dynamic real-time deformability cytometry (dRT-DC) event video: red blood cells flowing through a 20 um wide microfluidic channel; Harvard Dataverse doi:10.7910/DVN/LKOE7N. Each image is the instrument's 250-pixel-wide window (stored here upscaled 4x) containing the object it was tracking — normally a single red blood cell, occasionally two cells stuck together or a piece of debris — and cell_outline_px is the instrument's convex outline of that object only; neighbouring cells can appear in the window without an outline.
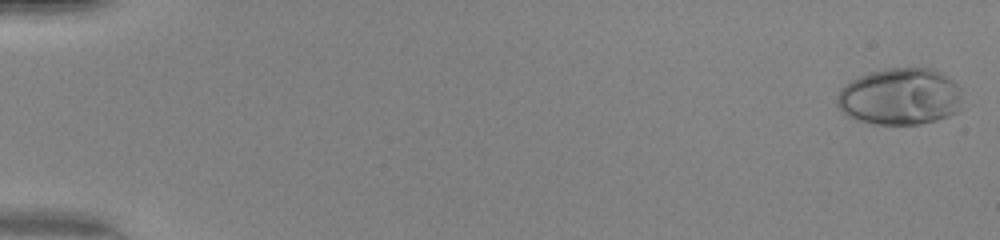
{"species": "human", "species_latin": "Homo sapiens", "temperature_condition": "warm", "stored_images_in_passage": 50, "camera_frame_rate_fps": 3000, "um_per_image_px": 0.085, "donor": {"sex": "female"}, "frame": {"image": 1, "passage_image": 1, "time_ms": 0.0, "image_size_px": [1000, 240], "cell_outline_px": [[964, 108], [960, 112], [936, 120], [920, 124], [872, 124], [856, 120], [840, 112], [836, 104], [836, 96], [840, 88], [852, 80], [860, 76], [884, 68], [932, 68], [940, 72], [964, 88]], "centroid_in_image_um": [76.57, 8.22], "position_along_channel_um": 8.4, "area_um2": 42.6}}
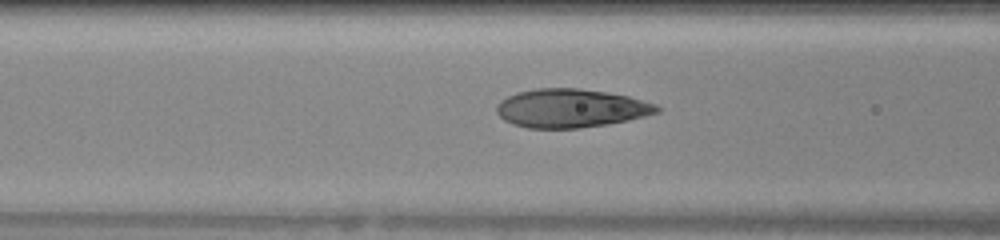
{"frame": {"image": 2, "passage_image": 22, "time_ms": 7.0, "image_size_px": [1000, 240], "cell_outline_px": [[660, 112], [628, 120], [608, 124], [580, 128], [528, 128], [512, 124], [504, 120], [496, 112], [496, 104], [500, 100], [516, 92], [536, 88], [580, 88], [628, 96], [656, 104], [660, 108]], "centroid_in_image_um": [48.49, 9.2], "position_along_channel_um": 118.1, "area_um2": 36.13}}
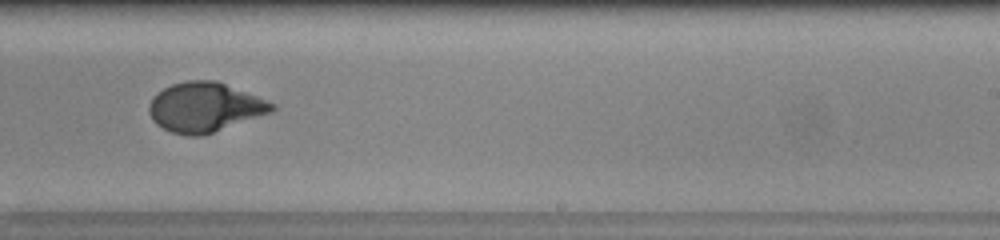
{"frame": {"image": 3, "passage_image": 33, "time_ms": 10.667, "image_size_px": [1000, 240], "cell_outline_px": [[276, 108], [272, 112], [200, 136], [188, 136], [172, 132], [156, 124], [152, 120], [148, 112], [148, 108], [152, 96], [156, 92], [172, 84], [188, 80], [216, 80], [276, 104]], "centroid_in_image_um": [17.37, 9.1], "position_along_channel_um": 271.6, "area_um2": 35.26}, "authors_computed_cell_mechanics": {"area_um2": 36.2117, "velocity_mm_per_s": 4.1907, "shape_relaxation_time_tau1_ms": 4.8549, "shape_relaxation_time_tau2_ms": null, "deformation_change_tau1": 0.283, "deformation_change_tau2": null}}